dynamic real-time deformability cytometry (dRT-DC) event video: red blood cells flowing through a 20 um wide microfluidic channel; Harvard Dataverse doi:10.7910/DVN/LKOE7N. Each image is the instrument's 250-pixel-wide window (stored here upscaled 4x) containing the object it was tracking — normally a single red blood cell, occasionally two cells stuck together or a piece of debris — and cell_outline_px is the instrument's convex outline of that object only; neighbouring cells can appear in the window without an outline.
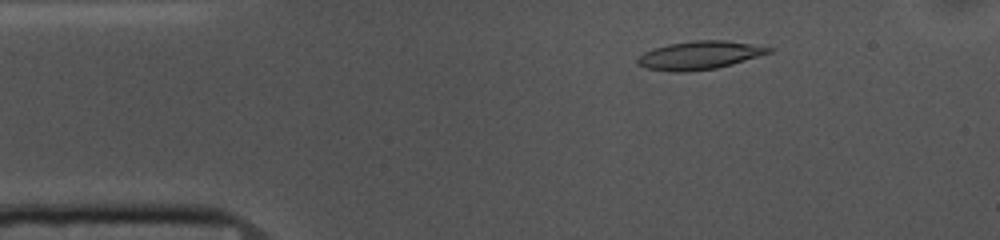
{"species": "common noctule bat (a hibernating species)", "species_latin": "Nyctalus noctula", "temperature_condition": "cold", "stored_images_in_passage": 49, "camera_frame_rate_fps": 3000, "um_per_image_px": 0.085, "animal": {"sex": "female", "body_mass_g": 10.0, "forearm_length_mm": 53.1}, "frame": {"image": 1, "passage_image": 4, "time_ms": 1.0, "image_size_px": [1000, 240], "cell_outline_px": [[776, 48], [772, 52], [732, 64], [716, 68], [684, 72], [672, 72], [644, 68], [636, 64], [636, 60], [644, 52], [652, 48], [668, 44], [696, 40], [724, 40]], "centroid_in_image_um": [59.42, 4.7], "position_along_channel_um": 25.6, "area_um2": 21.68}}
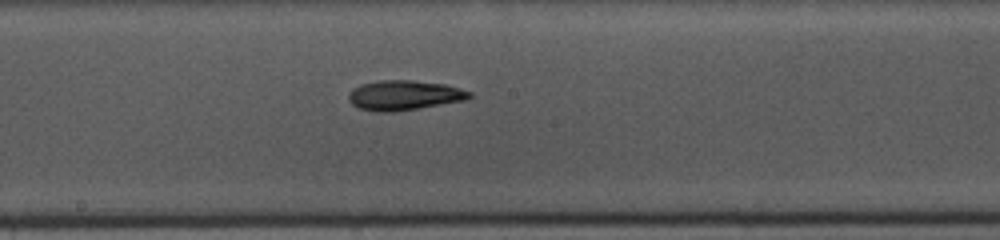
{"frame": {"image": 2, "passage_image": 23, "time_ms": 7.333, "image_size_px": [1000, 240], "cell_outline_px": [[472, 96], [464, 100], [392, 112], [380, 112], [360, 108], [352, 104], [348, 100], [348, 92], [352, 88], [360, 84], [380, 80], [412, 80], [444, 84], [460, 88], [472, 92]], "centroid_in_image_um": [34.31, 8.08], "position_along_channel_um": 213.9, "area_um2": 20.87}}
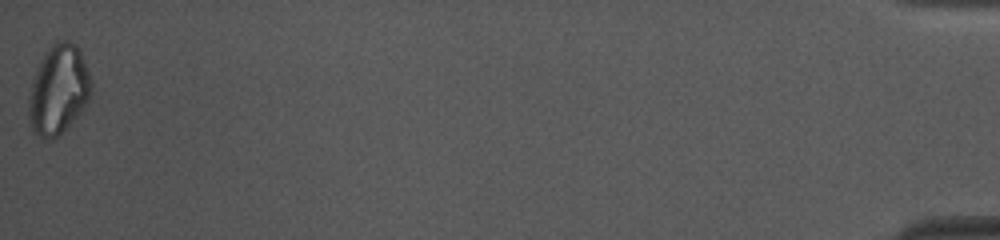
{"frame": {"image": 3, "passage_image": 49, "time_ms": 16.0, "image_size_px": [1000, 240], "cell_outline_px": [[92, 88], [88, 100], [80, 112], [52, 140], [44, 140], [32, 132], [28, 120], [28, 100], [32, 80], [36, 68], [48, 48], [56, 40], [68, 40], [76, 44], [80, 52], [92, 80]], "centroid_in_image_um": [4.94, 7.62], "position_along_channel_um": 430.3, "area_um2": 32.54}, "authors_computed_cell_mechanics": {"area_um2": 21.1548, "velocity_mm_per_s": 3.7052, "shape_relaxation_time_tau1_ms": null, "shape_relaxation_time_tau2_ms": 9.2092, "deformation_change_tau1": null, "deformation_change_tau2": 0.2066}}